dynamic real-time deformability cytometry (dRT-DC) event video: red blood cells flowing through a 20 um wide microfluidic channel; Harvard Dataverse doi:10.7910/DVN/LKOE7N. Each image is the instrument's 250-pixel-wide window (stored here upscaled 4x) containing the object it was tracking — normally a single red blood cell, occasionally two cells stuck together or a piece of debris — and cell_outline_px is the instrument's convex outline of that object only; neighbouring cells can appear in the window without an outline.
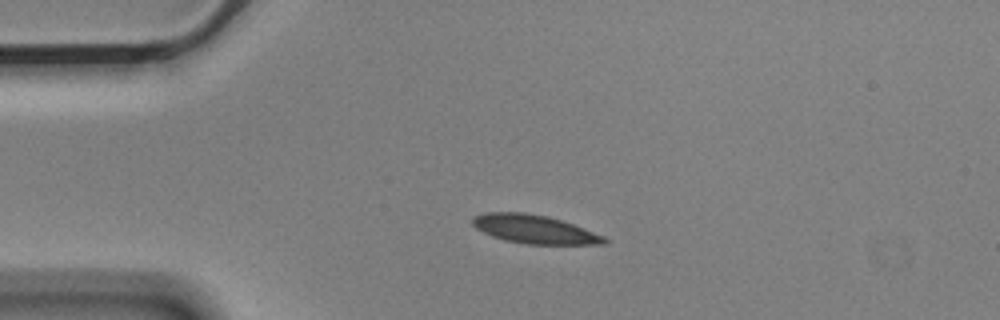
{"species": "Egyptian fruit bat (a non-hibernating species)", "species_latin": "Rousettus aegyptiacus", "temperature_condition": "cold", "stored_images_in_passage": 4, "camera_frame_rate_fps": 3000, "um_per_image_px": 0.085, "animal": {"sex": "male"}, "frame": {"image": 1, "passage_image": 3, "time_ms": 0.667, "image_size_px": [1000, 320], "cell_outline_px": [[608, 240], [604, 244], [524, 244], [504, 240], [492, 236], [476, 228], [472, 224], [472, 216], [484, 212], [524, 212], [548, 216], [572, 224], [604, 236]], "centroid_in_image_um": [45.37, 19.48], "position_along_channel_um": 39.6, "area_um2": 21.85}}